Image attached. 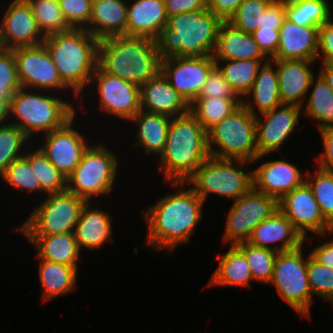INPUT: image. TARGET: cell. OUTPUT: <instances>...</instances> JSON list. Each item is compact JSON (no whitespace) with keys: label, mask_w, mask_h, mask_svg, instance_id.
<instances>
[{"label":"cell","mask_w":333,"mask_h":333,"mask_svg":"<svg viewBox=\"0 0 333 333\" xmlns=\"http://www.w3.org/2000/svg\"><path fill=\"white\" fill-rule=\"evenodd\" d=\"M241 105V98H196L189 105V111L208 130L214 124L221 122L224 118L231 115Z\"/></svg>","instance_id":"d590c367"},{"label":"cell","mask_w":333,"mask_h":333,"mask_svg":"<svg viewBox=\"0 0 333 333\" xmlns=\"http://www.w3.org/2000/svg\"><path fill=\"white\" fill-rule=\"evenodd\" d=\"M21 87L12 49L0 47V101L10 107L16 91Z\"/></svg>","instance_id":"f6af8a7d"},{"label":"cell","mask_w":333,"mask_h":333,"mask_svg":"<svg viewBox=\"0 0 333 333\" xmlns=\"http://www.w3.org/2000/svg\"><path fill=\"white\" fill-rule=\"evenodd\" d=\"M216 66L213 56H180L161 60V73L190 105Z\"/></svg>","instance_id":"2e32d148"},{"label":"cell","mask_w":333,"mask_h":333,"mask_svg":"<svg viewBox=\"0 0 333 333\" xmlns=\"http://www.w3.org/2000/svg\"><path fill=\"white\" fill-rule=\"evenodd\" d=\"M24 157L34 167L36 184H40L45 195L64 192L67 190V178L49 161L40 148L27 151Z\"/></svg>","instance_id":"74e56055"},{"label":"cell","mask_w":333,"mask_h":333,"mask_svg":"<svg viewBox=\"0 0 333 333\" xmlns=\"http://www.w3.org/2000/svg\"><path fill=\"white\" fill-rule=\"evenodd\" d=\"M91 202L84 207L73 234L80 250L100 249L107 241H113L112 216L98 208H91Z\"/></svg>","instance_id":"83f0119b"},{"label":"cell","mask_w":333,"mask_h":333,"mask_svg":"<svg viewBox=\"0 0 333 333\" xmlns=\"http://www.w3.org/2000/svg\"><path fill=\"white\" fill-rule=\"evenodd\" d=\"M269 60L270 59L215 60V63L228 84L233 88L235 93L243 99L253 86L259 68L263 63ZM220 63H222V65Z\"/></svg>","instance_id":"836d02e7"},{"label":"cell","mask_w":333,"mask_h":333,"mask_svg":"<svg viewBox=\"0 0 333 333\" xmlns=\"http://www.w3.org/2000/svg\"><path fill=\"white\" fill-rule=\"evenodd\" d=\"M0 18V46L17 47L38 46L45 36L40 31L36 18L26 0H13Z\"/></svg>","instance_id":"d6986e66"},{"label":"cell","mask_w":333,"mask_h":333,"mask_svg":"<svg viewBox=\"0 0 333 333\" xmlns=\"http://www.w3.org/2000/svg\"><path fill=\"white\" fill-rule=\"evenodd\" d=\"M40 260L39 278L44 302L71 293L77 282L78 268L52 261Z\"/></svg>","instance_id":"d6a6232c"},{"label":"cell","mask_w":333,"mask_h":333,"mask_svg":"<svg viewBox=\"0 0 333 333\" xmlns=\"http://www.w3.org/2000/svg\"><path fill=\"white\" fill-rule=\"evenodd\" d=\"M209 157L207 130L195 116L188 111L171 117L165 147L158 158L165 180L186 182Z\"/></svg>","instance_id":"7a4b0ae2"},{"label":"cell","mask_w":333,"mask_h":333,"mask_svg":"<svg viewBox=\"0 0 333 333\" xmlns=\"http://www.w3.org/2000/svg\"><path fill=\"white\" fill-rule=\"evenodd\" d=\"M321 70H319V74L326 81V83L330 86L333 91V65L331 64H321Z\"/></svg>","instance_id":"6f0895ef"},{"label":"cell","mask_w":333,"mask_h":333,"mask_svg":"<svg viewBox=\"0 0 333 333\" xmlns=\"http://www.w3.org/2000/svg\"><path fill=\"white\" fill-rule=\"evenodd\" d=\"M214 60L269 59L255 42L251 33L223 21L213 52Z\"/></svg>","instance_id":"4316f807"},{"label":"cell","mask_w":333,"mask_h":333,"mask_svg":"<svg viewBox=\"0 0 333 333\" xmlns=\"http://www.w3.org/2000/svg\"><path fill=\"white\" fill-rule=\"evenodd\" d=\"M17 67L18 78L23 88L37 89L40 93L58 89L70 90L62 81L44 44L17 47L12 49ZM52 90V91H51Z\"/></svg>","instance_id":"4fadbf2b"},{"label":"cell","mask_w":333,"mask_h":333,"mask_svg":"<svg viewBox=\"0 0 333 333\" xmlns=\"http://www.w3.org/2000/svg\"><path fill=\"white\" fill-rule=\"evenodd\" d=\"M317 26H301L287 19L279 29V45L271 59L316 61L318 54Z\"/></svg>","instance_id":"603a6c76"},{"label":"cell","mask_w":333,"mask_h":333,"mask_svg":"<svg viewBox=\"0 0 333 333\" xmlns=\"http://www.w3.org/2000/svg\"><path fill=\"white\" fill-rule=\"evenodd\" d=\"M75 115L63 127L52 130L44 135L41 151L49 161L68 178L77 165L81 162L89 143L85 135H82L74 127Z\"/></svg>","instance_id":"ac0fdd59"},{"label":"cell","mask_w":333,"mask_h":333,"mask_svg":"<svg viewBox=\"0 0 333 333\" xmlns=\"http://www.w3.org/2000/svg\"><path fill=\"white\" fill-rule=\"evenodd\" d=\"M68 25L73 29H88L92 0H58Z\"/></svg>","instance_id":"7dc6e473"},{"label":"cell","mask_w":333,"mask_h":333,"mask_svg":"<svg viewBox=\"0 0 333 333\" xmlns=\"http://www.w3.org/2000/svg\"><path fill=\"white\" fill-rule=\"evenodd\" d=\"M93 83L98 87V104L103 112L130 121L141 110L138 85L105 72L99 65L89 85Z\"/></svg>","instance_id":"9a60e30c"},{"label":"cell","mask_w":333,"mask_h":333,"mask_svg":"<svg viewBox=\"0 0 333 333\" xmlns=\"http://www.w3.org/2000/svg\"><path fill=\"white\" fill-rule=\"evenodd\" d=\"M98 65L139 87L161 72L156 41L147 37L121 35L101 40Z\"/></svg>","instance_id":"277c9868"},{"label":"cell","mask_w":333,"mask_h":333,"mask_svg":"<svg viewBox=\"0 0 333 333\" xmlns=\"http://www.w3.org/2000/svg\"><path fill=\"white\" fill-rule=\"evenodd\" d=\"M253 172V188L279 201L284 195L300 186L305 174L296 165L283 160H270Z\"/></svg>","instance_id":"ffe728a7"},{"label":"cell","mask_w":333,"mask_h":333,"mask_svg":"<svg viewBox=\"0 0 333 333\" xmlns=\"http://www.w3.org/2000/svg\"><path fill=\"white\" fill-rule=\"evenodd\" d=\"M305 181L313 191L324 219L333 227V171L305 170Z\"/></svg>","instance_id":"60d3db41"},{"label":"cell","mask_w":333,"mask_h":333,"mask_svg":"<svg viewBox=\"0 0 333 333\" xmlns=\"http://www.w3.org/2000/svg\"><path fill=\"white\" fill-rule=\"evenodd\" d=\"M247 242L277 253L297 249L305 243L292 222L279 209L253 229ZM278 242L280 244L277 245Z\"/></svg>","instance_id":"7402d4cb"},{"label":"cell","mask_w":333,"mask_h":333,"mask_svg":"<svg viewBox=\"0 0 333 333\" xmlns=\"http://www.w3.org/2000/svg\"><path fill=\"white\" fill-rule=\"evenodd\" d=\"M270 60L277 67L281 103L303 108L312 79L316 76L310 66L316 61Z\"/></svg>","instance_id":"44dd1931"},{"label":"cell","mask_w":333,"mask_h":333,"mask_svg":"<svg viewBox=\"0 0 333 333\" xmlns=\"http://www.w3.org/2000/svg\"><path fill=\"white\" fill-rule=\"evenodd\" d=\"M319 132L322 137L324 152L315 157L317 168L333 171V123L326 124Z\"/></svg>","instance_id":"f907efd6"},{"label":"cell","mask_w":333,"mask_h":333,"mask_svg":"<svg viewBox=\"0 0 333 333\" xmlns=\"http://www.w3.org/2000/svg\"><path fill=\"white\" fill-rule=\"evenodd\" d=\"M328 0H285V19L301 26H317L329 21L332 8Z\"/></svg>","instance_id":"e575fe53"},{"label":"cell","mask_w":333,"mask_h":333,"mask_svg":"<svg viewBox=\"0 0 333 333\" xmlns=\"http://www.w3.org/2000/svg\"><path fill=\"white\" fill-rule=\"evenodd\" d=\"M99 42L86 29L72 28L45 36L43 44L75 98L81 97L98 66Z\"/></svg>","instance_id":"5b68a950"},{"label":"cell","mask_w":333,"mask_h":333,"mask_svg":"<svg viewBox=\"0 0 333 333\" xmlns=\"http://www.w3.org/2000/svg\"><path fill=\"white\" fill-rule=\"evenodd\" d=\"M36 92L19 88L9 108L10 117L15 116L10 124L18 126L29 138L59 129L77 114L70 101L53 96L49 91L48 94Z\"/></svg>","instance_id":"8992f818"},{"label":"cell","mask_w":333,"mask_h":333,"mask_svg":"<svg viewBox=\"0 0 333 333\" xmlns=\"http://www.w3.org/2000/svg\"><path fill=\"white\" fill-rule=\"evenodd\" d=\"M278 210V201L252 188L233 201L223 235L224 243L236 245L247 242L253 229Z\"/></svg>","instance_id":"7c38bea8"},{"label":"cell","mask_w":333,"mask_h":333,"mask_svg":"<svg viewBox=\"0 0 333 333\" xmlns=\"http://www.w3.org/2000/svg\"><path fill=\"white\" fill-rule=\"evenodd\" d=\"M164 4L168 17L199 9H208L207 0H164Z\"/></svg>","instance_id":"db71d44e"},{"label":"cell","mask_w":333,"mask_h":333,"mask_svg":"<svg viewBox=\"0 0 333 333\" xmlns=\"http://www.w3.org/2000/svg\"><path fill=\"white\" fill-rule=\"evenodd\" d=\"M278 209L292 222L304 241L312 243L307 232L322 237L333 233V227L324 219L313 191L306 181L278 201ZM308 238V239H307Z\"/></svg>","instance_id":"5bb4252c"},{"label":"cell","mask_w":333,"mask_h":333,"mask_svg":"<svg viewBox=\"0 0 333 333\" xmlns=\"http://www.w3.org/2000/svg\"><path fill=\"white\" fill-rule=\"evenodd\" d=\"M321 55V56H320ZM322 64L333 65V20L326 21L318 30V54Z\"/></svg>","instance_id":"681fc988"},{"label":"cell","mask_w":333,"mask_h":333,"mask_svg":"<svg viewBox=\"0 0 333 333\" xmlns=\"http://www.w3.org/2000/svg\"><path fill=\"white\" fill-rule=\"evenodd\" d=\"M45 198L15 231L23 235H52L74 231L88 201L68 190L48 194Z\"/></svg>","instance_id":"30bf717a"},{"label":"cell","mask_w":333,"mask_h":333,"mask_svg":"<svg viewBox=\"0 0 333 333\" xmlns=\"http://www.w3.org/2000/svg\"><path fill=\"white\" fill-rule=\"evenodd\" d=\"M244 1L245 0H207V8L223 21H228Z\"/></svg>","instance_id":"11a10c76"},{"label":"cell","mask_w":333,"mask_h":333,"mask_svg":"<svg viewBox=\"0 0 333 333\" xmlns=\"http://www.w3.org/2000/svg\"><path fill=\"white\" fill-rule=\"evenodd\" d=\"M310 254L320 264L333 269V240L315 246Z\"/></svg>","instance_id":"9f6ffc18"},{"label":"cell","mask_w":333,"mask_h":333,"mask_svg":"<svg viewBox=\"0 0 333 333\" xmlns=\"http://www.w3.org/2000/svg\"><path fill=\"white\" fill-rule=\"evenodd\" d=\"M251 34L262 52L271 59L278 49L279 29L258 28Z\"/></svg>","instance_id":"816d5d0a"},{"label":"cell","mask_w":333,"mask_h":333,"mask_svg":"<svg viewBox=\"0 0 333 333\" xmlns=\"http://www.w3.org/2000/svg\"><path fill=\"white\" fill-rule=\"evenodd\" d=\"M244 253L251 269L253 281L269 284L272 280L277 252L271 249L254 246L248 242L236 244Z\"/></svg>","instance_id":"ab89813d"},{"label":"cell","mask_w":333,"mask_h":333,"mask_svg":"<svg viewBox=\"0 0 333 333\" xmlns=\"http://www.w3.org/2000/svg\"><path fill=\"white\" fill-rule=\"evenodd\" d=\"M44 36L72 29L66 22L58 0H26Z\"/></svg>","instance_id":"f35d334b"},{"label":"cell","mask_w":333,"mask_h":333,"mask_svg":"<svg viewBox=\"0 0 333 333\" xmlns=\"http://www.w3.org/2000/svg\"><path fill=\"white\" fill-rule=\"evenodd\" d=\"M285 19V0H274L263 15L259 28L280 29Z\"/></svg>","instance_id":"f5cc1de1"},{"label":"cell","mask_w":333,"mask_h":333,"mask_svg":"<svg viewBox=\"0 0 333 333\" xmlns=\"http://www.w3.org/2000/svg\"><path fill=\"white\" fill-rule=\"evenodd\" d=\"M9 108L10 107L5 102L0 101V128L8 125L9 121L12 120V117L10 118ZM6 119L9 121L7 122Z\"/></svg>","instance_id":"680465c9"},{"label":"cell","mask_w":333,"mask_h":333,"mask_svg":"<svg viewBox=\"0 0 333 333\" xmlns=\"http://www.w3.org/2000/svg\"><path fill=\"white\" fill-rule=\"evenodd\" d=\"M303 108L295 105L281 104L271 111L260 114L256 118V146L258 157L264 158L274 151L280 152L282 144L295 130Z\"/></svg>","instance_id":"e0dca14e"},{"label":"cell","mask_w":333,"mask_h":333,"mask_svg":"<svg viewBox=\"0 0 333 333\" xmlns=\"http://www.w3.org/2000/svg\"><path fill=\"white\" fill-rule=\"evenodd\" d=\"M207 144L212 157L242 159L253 163L259 156L255 115L241 105L231 115L207 130Z\"/></svg>","instance_id":"ba28073f"},{"label":"cell","mask_w":333,"mask_h":333,"mask_svg":"<svg viewBox=\"0 0 333 333\" xmlns=\"http://www.w3.org/2000/svg\"><path fill=\"white\" fill-rule=\"evenodd\" d=\"M118 156L102 144L89 145L81 162L67 178V190L91 202L94 196L112 191L117 175Z\"/></svg>","instance_id":"9c48e42d"},{"label":"cell","mask_w":333,"mask_h":333,"mask_svg":"<svg viewBox=\"0 0 333 333\" xmlns=\"http://www.w3.org/2000/svg\"><path fill=\"white\" fill-rule=\"evenodd\" d=\"M220 97L226 98H240L233 88L225 80L222 72L215 66L208 75L205 84L197 96V98H210Z\"/></svg>","instance_id":"c3c4849f"},{"label":"cell","mask_w":333,"mask_h":333,"mask_svg":"<svg viewBox=\"0 0 333 333\" xmlns=\"http://www.w3.org/2000/svg\"><path fill=\"white\" fill-rule=\"evenodd\" d=\"M303 245L277 254L272 280L280 297L301 317L311 320L312 292L307 276V258H303Z\"/></svg>","instance_id":"8fae6325"},{"label":"cell","mask_w":333,"mask_h":333,"mask_svg":"<svg viewBox=\"0 0 333 333\" xmlns=\"http://www.w3.org/2000/svg\"><path fill=\"white\" fill-rule=\"evenodd\" d=\"M223 20L208 9L168 17L155 40L161 60L180 56H212Z\"/></svg>","instance_id":"3957f363"},{"label":"cell","mask_w":333,"mask_h":333,"mask_svg":"<svg viewBox=\"0 0 333 333\" xmlns=\"http://www.w3.org/2000/svg\"><path fill=\"white\" fill-rule=\"evenodd\" d=\"M132 121L138 127L134 147L143 148L145 155L159 157L165 147L171 117L140 110L130 120Z\"/></svg>","instance_id":"4dcf8cb0"},{"label":"cell","mask_w":333,"mask_h":333,"mask_svg":"<svg viewBox=\"0 0 333 333\" xmlns=\"http://www.w3.org/2000/svg\"><path fill=\"white\" fill-rule=\"evenodd\" d=\"M127 4L124 0H92L87 31L99 41L126 35Z\"/></svg>","instance_id":"484cf974"},{"label":"cell","mask_w":333,"mask_h":333,"mask_svg":"<svg viewBox=\"0 0 333 333\" xmlns=\"http://www.w3.org/2000/svg\"><path fill=\"white\" fill-rule=\"evenodd\" d=\"M274 0H245L228 22L246 33H253L262 24L267 7Z\"/></svg>","instance_id":"7bdbcfd3"},{"label":"cell","mask_w":333,"mask_h":333,"mask_svg":"<svg viewBox=\"0 0 333 333\" xmlns=\"http://www.w3.org/2000/svg\"><path fill=\"white\" fill-rule=\"evenodd\" d=\"M217 258L220 262L211 275L207 284L208 287H250L253 280L251 269L244 253L236 245H231L222 257L218 254Z\"/></svg>","instance_id":"1f68e13d"},{"label":"cell","mask_w":333,"mask_h":333,"mask_svg":"<svg viewBox=\"0 0 333 333\" xmlns=\"http://www.w3.org/2000/svg\"><path fill=\"white\" fill-rule=\"evenodd\" d=\"M307 276L312 295L315 294L326 301L333 300V269L320 264L310 253Z\"/></svg>","instance_id":"bcb514c9"},{"label":"cell","mask_w":333,"mask_h":333,"mask_svg":"<svg viewBox=\"0 0 333 333\" xmlns=\"http://www.w3.org/2000/svg\"><path fill=\"white\" fill-rule=\"evenodd\" d=\"M171 184L180 189L160 198L143 215L148 225L145 242L151 248L155 247L156 251L164 249L172 254L177 246L190 241L191 234L202 219L204 202L191 187L185 189L186 182Z\"/></svg>","instance_id":"6da1fadb"},{"label":"cell","mask_w":333,"mask_h":333,"mask_svg":"<svg viewBox=\"0 0 333 333\" xmlns=\"http://www.w3.org/2000/svg\"><path fill=\"white\" fill-rule=\"evenodd\" d=\"M310 89L313 90L306 101L305 111L302 112L317 121L319 130L326 124L333 123V91L320 74L312 79Z\"/></svg>","instance_id":"8d00e7d4"},{"label":"cell","mask_w":333,"mask_h":333,"mask_svg":"<svg viewBox=\"0 0 333 333\" xmlns=\"http://www.w3.org/2000/svg\"><path fill=\"white\" fill-rule=\"evenodd\" d=\"M167 21L164 0H134L127 5L126 35L156 40Z\"/></svg>","instance_id":"d4e9b609"},{"label":"cell","mask_w":333,"mask_h":333,"mask_svg":"<svg viewBox=\"0 0 333 333\" xmlns=\"http://www.w3.org/2000/svg\"><path fill=\"white\" fill-rule=\"evenodd\" d=\"M248 163L252 162L210 156L186 183L204 203L211 193L235 201L253 188V172L247 170Z\"/></svg>","instance_id":"52a82bcc"},{"label":"cell","mask_w":333,"mask_h":333,"mask_svg":"<svg viewBox=\"0 0 333 333\" xmlns=\"http://www.w3.org/2000/svg\"><path fill=\"white\" fill-rule=\"evenodd\" d=\"M140 105L141 110L170 117L180 116L189 111V104L161 72L140 86Z\"/></svg>","instance_id":"cb8c5ba5"},{"label":"cell","mask_w":333,"mask_h":333,"mask_svg":"<svg viewBox=\"0 0 333 333\" xmlns=\"http://www.w3.org/2000/svg\"><path fill=\"white\" fill-rule=\"evenodd\" d=\"M37 250V259H44L78 268L81 250L73 232L52 235H24Z\"/></svg>","instance_id":"f546056e"},{"label":"cell","mask_w":333,"mask_h":333,"mask_svg":"<svg viewBox=\"0 0 333 333\" xmlns=\"http://www.w3.org/2000/svg\"><path fill=\"white\" fill-rule=\"evenodd\" d=\"M30 138L16 125L8 124L0 128V175L16 159L25 155L23 147ZM22 152V153H21Z\"/></svg>","instance_id":"b9f144b4"},{"label":"cell","mask_w":333,"mask_h":333,"mask_svg":"<svg viewBox=\"0 0 333 333\" xmlns=\"http://www.w3.org/2000/svg\"><path fill=\"white\" fill-rule=\"evenodd\" d=\"M244 97L246 98L242 99V105L255 116L271 111L282 104L277 70L271 60L263 63L259 68L253 86Z\"/></svg>","instance_id":"f1b7e54d"},{"label":"cell","mask_w":333,"mask_h":333,"mask_svg":"<svg viewBox=\"0 0 333 333\" xmlns=\"http://www.w3.org/2000/svg\"><path fill=\"white\" fill-rule=\"evenodd\" d=\"M0 178L6 181L8 185L13 186L14 190L20 189V191L23 190L32 194L35 191L43 192L40 184H36L34 167L30 166L29 161L24 156L12 162L0 175Z\"/></svg>","instance_id":"ee69618b"}]
</instances>
